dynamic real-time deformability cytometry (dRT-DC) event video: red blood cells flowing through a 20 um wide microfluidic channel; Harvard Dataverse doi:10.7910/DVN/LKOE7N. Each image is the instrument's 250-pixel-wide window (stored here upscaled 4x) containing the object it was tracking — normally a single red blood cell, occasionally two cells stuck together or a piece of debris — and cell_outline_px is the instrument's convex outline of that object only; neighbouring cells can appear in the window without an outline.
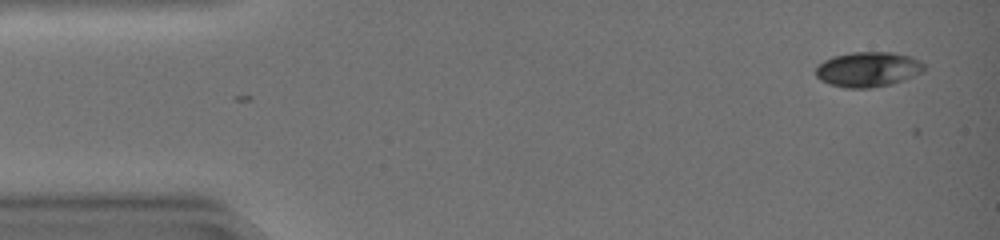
{"species": "common noctule bat (a hibernating species)", "species_latin": "Nyctalus noctula", "temperature_condition": "warm", "stored_images_in_passage": 9, "camera_frame_rate_fps": 3000, "um_per_image_px": 0.085, "animal": {"sex": "female", "body_mass_g": 19.0, "forearm_length_mm": 51.5}, "frame": {"image": 1, "passage_image": 2, "time_ms": 0.333, "image_size_px": [1000, 240], "cell_outline_px": [[924, 72], [904, 80], [892, 84], [872, 88], [844, 88], [828, 84], [820, 80], [816, 76], [816, 68], [824, 60], [832, 56], [852, 52], [892, 52], [912, 56], [920, 60], [924, 64]], "centroid_in_image_um": [73.8, 5.9], "position_along_channel_um": 11.2, "area_um2": 22.43}}